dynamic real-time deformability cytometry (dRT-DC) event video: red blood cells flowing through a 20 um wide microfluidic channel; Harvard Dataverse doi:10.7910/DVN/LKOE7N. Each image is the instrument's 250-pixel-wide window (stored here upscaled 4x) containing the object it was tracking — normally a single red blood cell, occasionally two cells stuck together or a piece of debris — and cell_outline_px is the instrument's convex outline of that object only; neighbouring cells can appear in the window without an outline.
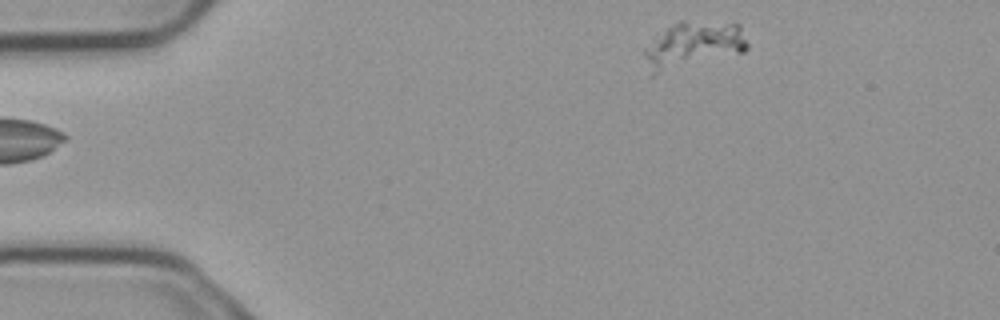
{"species": "common noctule bat (a hibernating species)", "species_latin": "Nyctalus noctula", "temperature_condition": "cold", "stored_images_in_passage": 2, "camera_frame_rate_fps": 3000, "um_per_image_px": 0.085, "animal": {"sex": "male", "body_mass_g": 23.1, "forearm_length_mm": 52.7}, "frame": {"image": 1, "passage_image": 2, "time_ms": 0.333, "image_size_px": [1000, 320], "cell_outline_px": [[748, 48], [744, 52], [652, 76], [644, 56], [644, 48], [656, 32], [680, 20], [684, 20], [740, 24], [748, 44]], "centroid_in_image_um": [58.88, 3.81], "position_along_channel_um": 26.1, "area_um2": 28.38}}